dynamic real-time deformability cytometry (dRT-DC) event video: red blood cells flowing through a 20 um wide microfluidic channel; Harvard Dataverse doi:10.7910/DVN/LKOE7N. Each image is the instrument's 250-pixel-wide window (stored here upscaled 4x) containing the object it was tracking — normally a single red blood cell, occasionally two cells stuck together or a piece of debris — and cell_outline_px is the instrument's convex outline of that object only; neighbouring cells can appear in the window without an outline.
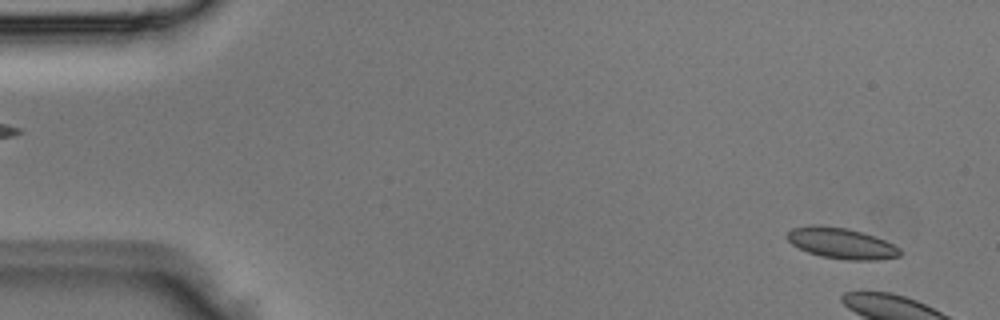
{"species": "Egyptian fruit bat (a non-hibernating species)", "species_latin": "Rousettus aegyptiacus", "temperature_condition": "room temperature", "stored_images_in_passage": 4, "segment_of_instrument_passage": [2, 2], "camera_frame_rate_fps": 3000, "um_per_image_px": 0.085, "animal": {"sex": "male"}, "frame": {"image": 1, "passage_image": 4, "time_ms": 1.0, "image_size_px": [1000, 320], "cell_outline_px": [[900, 256], [880, 260], [848, 260], [820, 256], [808, 252], [792, 244], [788, 240], [788, 232], [792, 228], [808, 224], [812, 224], [844, 228], [864, 232], [884, 240], [900, 248]], "centroid_in_image_um": [71.52, 20.68], "position_along_channel_um": 13.5, "area_um2": 20.23}}